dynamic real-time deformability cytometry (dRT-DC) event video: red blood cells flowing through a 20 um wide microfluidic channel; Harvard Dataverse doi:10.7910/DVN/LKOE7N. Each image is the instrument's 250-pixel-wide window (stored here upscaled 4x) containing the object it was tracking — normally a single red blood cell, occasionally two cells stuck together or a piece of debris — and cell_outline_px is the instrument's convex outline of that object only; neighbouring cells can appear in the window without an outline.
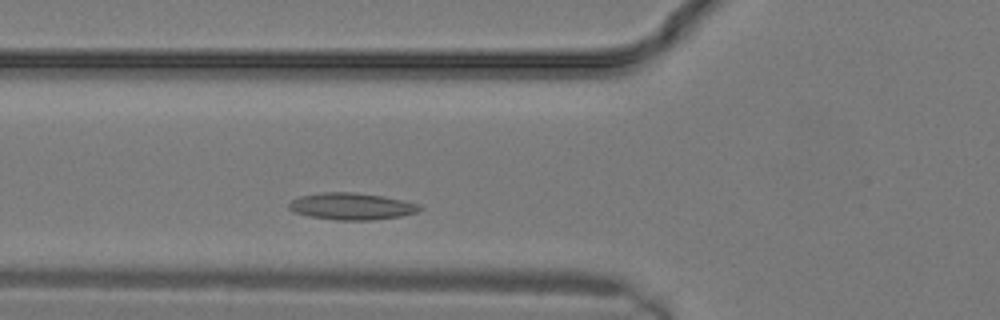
{"species": "common noctule bat (a hibernating species)", "species_latin": "Nyctalus noctula", "temperature_condition": "warm", "stored_images_in_passage": 4, "camera_frame_rate_fps": 3000, "um_per_image_px": 0.085, "animal": {"sex": "male", "body_mass_g": 19.2, "forearm_length_mm": 51.8}, "frame": {"image": 1, "passage_image": 4, "time_ms": 1.0, "image_size_px": [1000, 320], "cell_outline_px": [[424, 208], [416, 212], [400, 216], [372, 220], [336, 220], [308, 216], [296, 212], [288, 208], [288, 204], [292, 200], [300, 196], [324, 192], [352, 192], [384, 196], [420, 204]], "centroid_in_image_um": [29.9, 17.53], "position_along_channel_um": 95.9, "area_um2": 20.4}}